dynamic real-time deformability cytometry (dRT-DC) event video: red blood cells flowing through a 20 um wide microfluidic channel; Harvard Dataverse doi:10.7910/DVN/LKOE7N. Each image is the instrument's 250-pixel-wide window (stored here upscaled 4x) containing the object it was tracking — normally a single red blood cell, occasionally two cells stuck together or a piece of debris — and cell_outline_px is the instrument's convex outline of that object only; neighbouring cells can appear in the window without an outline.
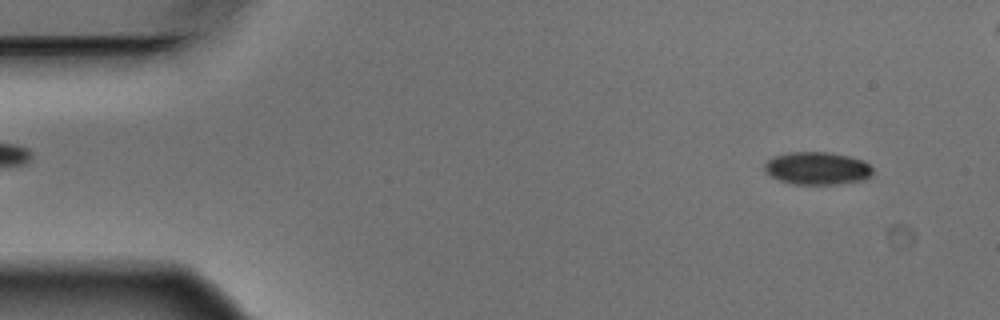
{"species": "Egyptian fruit bat (a non-hibernating species)", "species_latin": "Rousettus aegyptiacus", "temperature_condition": "warm", "stored_images_in_passage": 3, "camera_frame_rate_fps": 3000, "um_per_image_px": 0.085, "animal": {"sex": "male"}, "frame": {"image": 1, "passage_image": 1, "time_ms": 0.0, "image_size_px": [1000, 320], "cell_outline_px": [[872, 176], [864, 180], [836, 184], [796, 184], [780, 180], [772, 176], [764, 168], [764, 164], [772, 156], [788, 152], [828, 152], [848, 156], [864, 160], [872, 168]], "centroid_in_image_um": [69.48, 14.3], "position_along_channel_um": 15.5, "area_um2": 20.58}}